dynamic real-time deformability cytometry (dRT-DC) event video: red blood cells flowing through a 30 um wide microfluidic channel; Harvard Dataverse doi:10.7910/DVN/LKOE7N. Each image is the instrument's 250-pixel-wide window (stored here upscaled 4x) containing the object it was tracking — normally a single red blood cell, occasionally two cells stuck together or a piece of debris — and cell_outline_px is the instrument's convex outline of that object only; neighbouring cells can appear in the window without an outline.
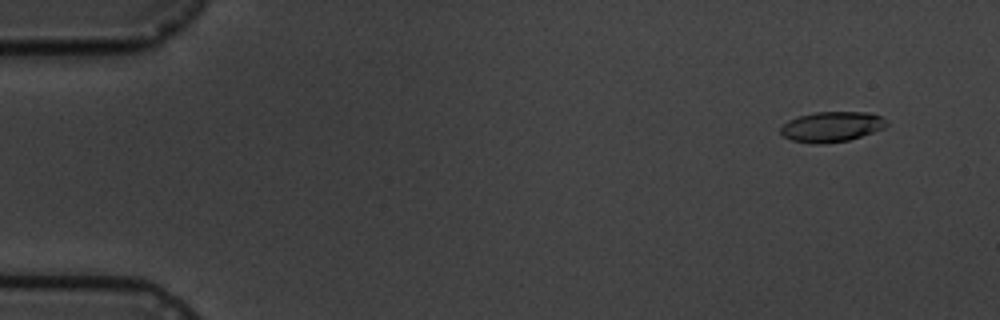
{"species": "common noctule bat (a hibernating species)", "species_latin": "Nyctalus noctula", "temperature_condition": "cold", "stored_images_in_passage": 6, "camera_frame_rate_fps": 3000, "um_per_image_px": 0.085, "animal": {"sex": "male", "body_mass_g": 19.5, "forearm_length_mm": 54.6}, "frame": {"image": 1, "passage_image": 2, "time_ms": 1.333, "image_size_px": [1000, 320], "cell_outline_px": [[888, 124], [884, 128], [848, 140], [824, 144], [816, 144], [792, 140], [784, 136], [780, 132], [780, 128], [788, 120], [800, 116], [816, 112], [868, 112], [880, 116], [888, 120]], "centroid_in_image_um": [70.7, 10.77], "position_along_channel_um": 14.3, "area_um2": 18.55}}
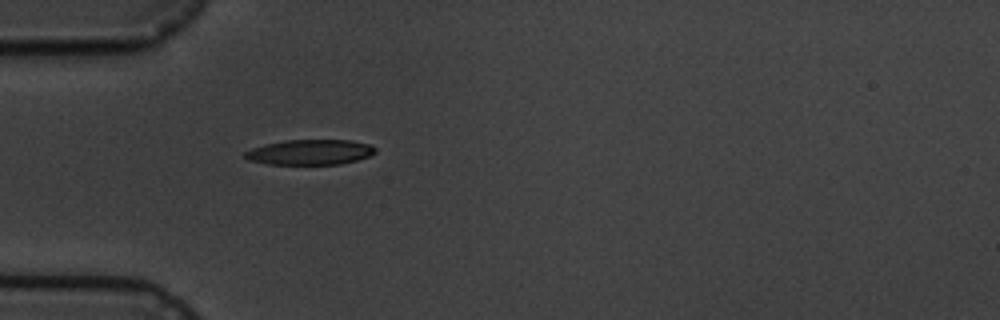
{"frame": {"image": 2, "passage_image": 6, "time_ms": 5.667, "image_size_px": [1000, 320], "cell_outline_px": [[376, 152], [368, 156], [356, 160], [340, 164], [268, 164], [248, 160], [244, 156], [244, 152], [252, 148], [268, 144], [288, 140], [352, 140], [372, 144], [376, 148]], "centroid_in_image_um": [26.39, 12.93], "position_along_channel_um": 58.6, "area_um2": 19.07}}